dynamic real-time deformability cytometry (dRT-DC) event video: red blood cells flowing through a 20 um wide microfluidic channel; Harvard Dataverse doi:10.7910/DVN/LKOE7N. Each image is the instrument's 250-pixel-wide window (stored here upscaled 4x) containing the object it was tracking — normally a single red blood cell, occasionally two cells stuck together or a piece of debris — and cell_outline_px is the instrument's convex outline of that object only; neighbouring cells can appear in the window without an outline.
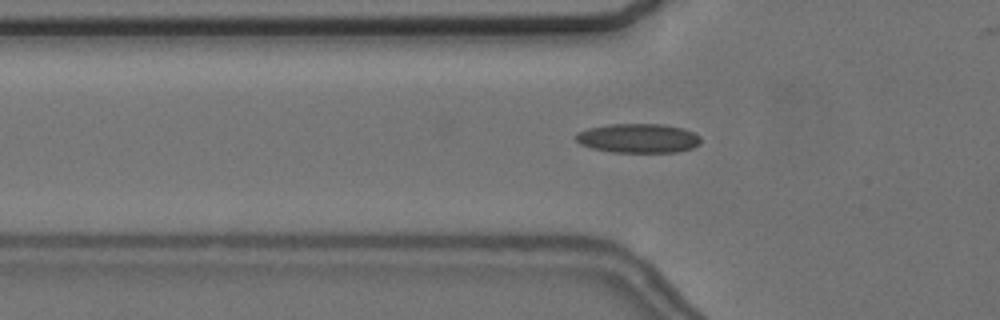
{"species": "common noctule bat (a hibernating species)", "species_latin": "Nyctalus noctula", "temperature_condition": "cold", "stored_images_in_passage": 44, "camera_frame_rate_fps": 3000, "um_per_image_px": 0.085, "animal": {"sex": "female", "body_mass_g": 24.6, "forearm_length_mm": 56.2}, "frame": {"image": 1, "passage_image": 6, "time_ms": 1.667, "image_size_px": [1000, 320], "cell_outline_px": [[700, 144], [692, 148], [676, 152], [612, 152], [592, 148], [580, 144], [576, 140], [576, 136], [580, 132], [588, 128], [608, 124], [664, 124], [684, 128], [700, 136]], "centroid_in_image_um": [54.27, 11.75], "position_along_channel_um": 71.5, "area_um2": 21.27}}
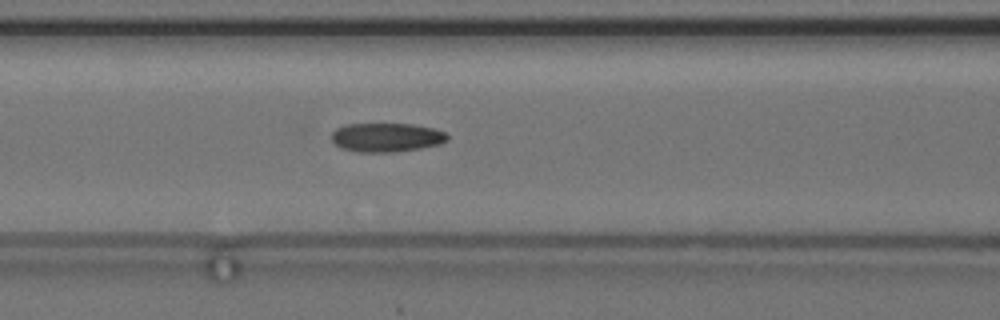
{"frame": {"image": 2, "passage_image": 11, "time_ms": 3.333, "image_size_px": [1000, 320], "cell_outline_px": [[448, 140], [440, 144], [420, 148], [396, 152], [356, 152], [340, 148], [332, 140], [332, 132], [336, 128], [344, 124], [412, 124], [432, 128], [444, 132], [448, 136]], "centroid_in_image_um": [32.82, 11.68], "position_along_channel_um": 133.8, "area_um2": 19.59}}
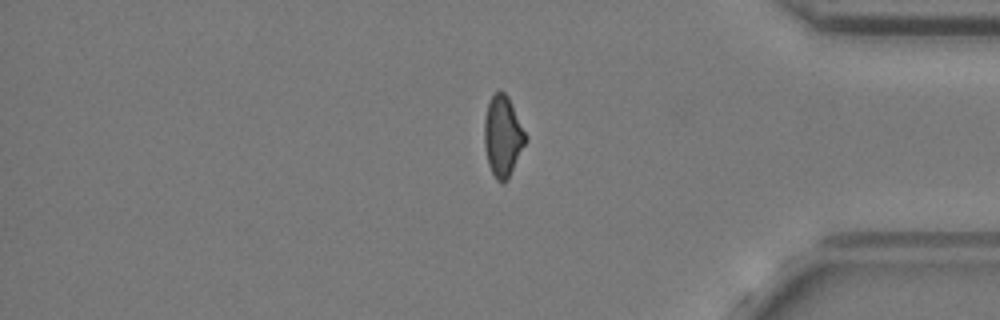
{"frame": {"image": 3, "passage_image": 34, "time_ms": 11.0, "image_size_px": [1000, 320], "cell_outline_px": [[528, 140], [508, 180], [500, 184], [496, 180], [488, 164], [484, 144], [484, 120], [488, 104], [492, 96], [500, 88], [508, 96], [528, 136]], "centroid_in_image_um": [42.76, 11.59], "position_along_channel_um": 392.4, "area_um2": 19.77}, "authors_computed_cell_mechanics": {"area_um2": 19.652, "velocity_mm_per_s": 3.6771, "shape_relaxation_time_tau1_ms": 10.5719, "shape_relaxation_time_tau2_ms": 2.5456, "deformation_change_tau1": 0.1885, "deformation_change_tau2": 0.0888}}